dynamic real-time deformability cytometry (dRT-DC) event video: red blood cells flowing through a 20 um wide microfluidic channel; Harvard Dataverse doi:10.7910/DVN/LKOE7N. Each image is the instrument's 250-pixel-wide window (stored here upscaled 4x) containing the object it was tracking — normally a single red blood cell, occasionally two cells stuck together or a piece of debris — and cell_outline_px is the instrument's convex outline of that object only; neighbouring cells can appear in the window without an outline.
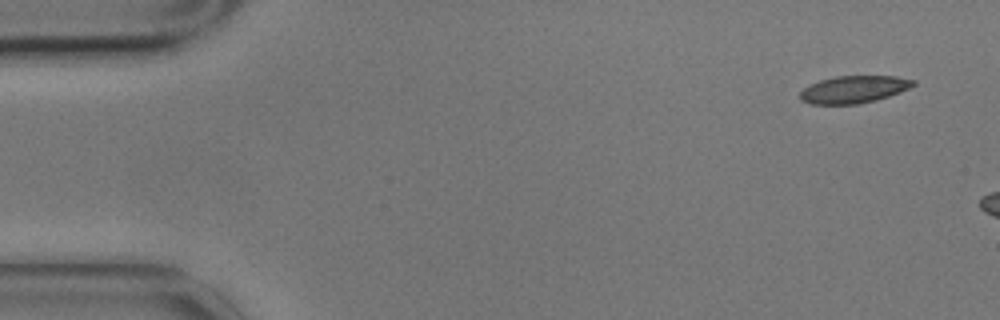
{"species": "common noctule bat (a hibernating species)", "species_latin": "Nyctalus noctula", "temperature_condition": "cold", "stored_images_in_passage": 4, "camera_frame_rate_fps": 3000, "um_per_image_px": 0.085, "animal": {"sex": "male", "body_mass_g": 17.9}, "frame": {"image": 1, "passage_image": 1, "time_ms": 0.0, "image_size_px": [1000, 320], "cell_outline_px": [[916, 84], [900, 92], [876, 100], [856, 104], [812, 104], [800, 100], [800, 92], [808, 84], [820, 80], [836, 76], [896, 76], [916, 80]], "centroid_in_image_um": [72.56, 7.59], "position_along_channel_um": 12.4, "area_um2": 18.03}}